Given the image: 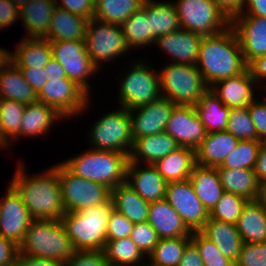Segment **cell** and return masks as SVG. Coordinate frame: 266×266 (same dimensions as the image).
I'll use <instances>...</instances> for the list:
<instances>
[{
  "label": "cell",
  "mask_w": 266,
  "mask_h": 266,
  "mask_svg": "<svg viewBox=\"0 0 266 266\" xmlns=\"http://www.w3.org/2000/svg\"><path fill=\"white\" fill-rule=\"evenodd\" d=\"M19 161L17 170L10 180L27 207L32 219L59 220L66 213L57 165L37 175H27L25 162Z\"/></svg>",
  "instance_id": "6da1fadb"
},
{
  "label": "cell",
  "mask_w": 266,
  "mask_h": 266,
  "mask_svg": "<svg viewBox=\"0 0 266 266\" xmlns=\"http://www.w3.org/2000/svg\"><path fill=\"white\" fill-rule=\"evenodd\" d=\"M196 67L209 88L216 82L235 77L248 68L231 26L218 34L203 36Z\"/></svg>",
  "instance_id": "7a4b0ae2"
},
{
  "label": "cell",
  "mask_w": 266,
  "mask_h": 266,
  "mask_svg": "<svg viewBox=\"0 0 266 266\" xmlns=\"http://www.w3.org/2000/svg\"><path fill=\"white\" fill-rule=\"evenodd\" d=\"M113 210L110 198L105 203L79 212H66L61 217L75 251H103L107 241V225Z\"/></svg>",
  "instance_id": "3957f363"
},
{
  "label": "cell",
  "mask_w": 266,
  "mask_h": 266,
  "mask_svg": "<svg viewBox=\"0 0 266 266\" xmlns=\"http://www.w3.org/2000/svg\"><path fill=\"white\" fill-rule=\"evenodd\" d=\"M128 162V154L91 148L61 161L74 175L104 184L111 190L125 183Z\"/></svg>",
  "instance_id": "277c9868"
},
{
  "label": "cell",
  "mask_w": 266,
  "mask_h": 266,
  "mask_svg": "<svg viewBox=\"0 0 266 266\" xmlns=\"http://www.w3.org/2000/svg\"><path fill=\"white\" fill-rule=\"evenodd\" d=\"M61 220L33 219L19 244V253L64 264L74 253Z\"/></svg>",
  "instance_id": "5b68a950"
},
{
  "label": "cell",
  "mask_w": 266,
  "mask_h": 266,
  "mask_svg": "<svg viewBox=\"0 0 266 266\" xmlns=\"http://www.w3.org/2000/svg\"><path fill=\"white\" fill-rule=\"evenodd\" d=\"M158 69L161 96L176 105L195 106L209 89L196 65L171 63Z\"/></svg>",
  "instance_id": "8992f818"
},
{
  "label": "cell",
  "mask_w": 266,
  "mask_h": 266,
  "mask_svg": "<svg viewBox=\"0 0 266 266\" xmlns=\"http://www.w3.org/2000/svg\"><path fill=\"white\" fill-rule=\"evenodd\" d=\"M147 62L142 59L131 61L132 66H128L129 70L119 79L117 98L120 107L132 110L161 96L158 70L155 71Z\"/></svg>",
  "instance_id": "52a82bcc"
},
{
  "label": "cell",
  "mask_w": 266,
  "mask_h": 266,
  "mask_svg": "<svg viewBox=\"0 0 266 266\" xmlns=\"http://www.w3.org/2000/svg\"><path fill=\"white\" fill-rule=\"evenodd\" d=\"M91 149L128 154L133 144L129 110L121 107L105 113L89 131Z\"/></svg>",
  "instance_id": "ba28073f"
},
{
  "label": "cell",
  "mask_w": 266,
  "mask_h": 266,
  "mask_svg": "<svg viewBox=\"0 0 266 266\" xmlns=\"http://www.w3.org/2000/svg\"><path fill=\"white\" fill-rule=\"evenodd\" d=\"M85 46L93 65L100 70L102 63L114 61L128 54V46L121 26L91 18L86 27ZM113 59V60H112ZM101 65V66H100Z\"/></svg>",
  "instance_id": "9c48e42d"
},
{
  "label": "cell",
  "mask_w": 266,
  "mask_h": 266,
  "mask_svg": "<svg viewBox=\"0 0 266 266\" xmlns=\"http://www.w3.org/2000/svg\"><path fill=\"white\" fill-rule=\"evenodd\" d=\"M181 29L210 36L224 31L230 20L213 0H176Z\"/></svg>",
  "instance_id": "30bf717a"
},
{
  "label": "cell",
  "mask_w": 266,
  "mask_h": 266,
  "mask_svg": "<svg viewBox=\"0 0 266 266\" xmlns=\"http://www.w3.org/2000/svg\"><path fill=\"white\" fill-rule=\"evenodd\" d=\"M57 173L66 212H79L111 198V189L106 185L74 175L61 162L57 164Z\"/></svg>",
  "instance_id": "8fae6325"
},
{
  "label": "cell",
  "mask_w": 266,
  "mask_h": 266,
  "mask_svg": "<svg viewBox=\"0 0 266 266\" xmlns=\"http://www.w3.org/2000/svg\"><path fill=\"white\" fill-rule=\"evenodd\" d=\"M37 100L51 106L66 119L82 116L91 98L69 78H52L37 93ZM80 113V114H79Z\"/></svg>",
  "instance_id": "7c38bea8"
},
{
  "label": "cell",
  "mask_w": 266,
  "mask_h": 266,
  "mask_svg": "<svg viewBox=\"0 0 266 266\" xmlns=\"http://www.w3.org/2000/svg\"><path fill=\"white\" fill-rule=\"evenodd\" d=\"M52 57L65 70L67 78L74 81L90 96L88 80L98 73L85 46V41L50 42Z\"/></svg>",
  "instance_id": "4fadbf2b"
},
{
  "label": "cell",
  "mask_w": 266,
  "mask_h": 266,
  "mask_svg": "<svg viewBox=\"0 0 266 266\" xmlns=\"http://www.w3.org/2000/svg\"><path fill=\"white\" fill-rule=\"evenodd\" d=\"M165 199L191 232L200 231L209 219V212L195 194L189 179L168 182Z\"/></svg>",
  "instance_id": "5bb4252c"
},
{
  "label": "cell",
  "mask_w": 266,
  "mask_h": 266,
  "mask_svg": "<svg viewBox=\"0 0 266 266\" xmlns=\"http://www.w3.org/2000/svg\"><path fill=\"white\" fill-rule=\"evenodd\" d=\"M7 187L0 198V236L19 245L33 219L15 188L10 183Z\"/></svg>",
  "instance_id": "9a60e30c"
},
{
  "label": "cell",
  "mask_w": 266,
  "mask_h": 266,
  "mask_svg": "<svg viewBox=\"0 0 266 266\" xmlns=\"http://www.w3.org/2000/svg\"><path fill=\"white\" fill-rule=\"evenodd\" d=\"M165 132L181 147L197 149L208 132L194 106L176 105L167 121Z\"/></svg>",
  "instance_id": "2e32d148"
},
{
  "label": "cell",
  "mask_w": 266,
  "mask_h": 266,
  "mask_svg": "<svg viewBox=\"0 0 266 266\" xmlns=\"http://www.w3.org/2000/svg\"><path fill=\"white\" fill-rule=\"evenodd\" d=\"M244 61L249 65L257 57L266 55V18L255 15H236L230 20Z\"/></svg>",
  "instance_id": "e0dca14e"
},
{
  "label": "cell",
  "mask_w": 266,
  "mask_h": 266,
  "mask_svg": "<svg viewBox=\"0 0 266 266\" xmlns=\"http://www.w3.org/2000/svg\"><path fill=\"white\" fill-rule=\"evenodd\" d=\"M175 106L169 99L160 96L149 104L129 110L133 140L164 132Z\"/></svg>",
  "instance_id": "ac0fdd59"
},
{
  "label": "cell",
  "mask_w": 266,
  "mask_h": 266,
  "mask_svg": "<svg viewBox=\"0 0 266 266\" xmlns=\"http://www.w3.org/2000/svg\"><path fill=\"white\" fill-rule=\"evenodd\" d=\"M202 38L200 34L180 28L157 37L154 45L167 54L171 63L196 65Z\"/></svg>",
  "instance_id": "d6986e66"
},
{
  "label": "cell",
  "mask_w": 266,
  "mask_h": 266,
  "mask_svg": "<svg viewBox=\"0 0 266 266\" xmlns=\"http://www.w3.org/2000/svg\"><path fill=\"white\" fill-rule=\"evenodd\" d=\"M125 183L149 203L166 196L168 182L152 164L128 162Z\"/></svg>",
  "instance_id": "ffe728a7"
},
{
  "label": "cell",
  "mask_w": 266,
  "mask_h": 266,
  "mask_svg": "<svg viewBox=\"0 0 266 266\" xmlns=\"http://www.w3.org/2000/svg\"><path fill=\"white\" fill-rule=\"evenodd\" d=\"M257 84L247 68L241 74L220 80L209 89L230 108L248 107L256 98L254 94ZM255 87V88H254Z\"/></svg>",
  "instance_id": "44dd1931"
},
{
  "label": "cell",
  "mask_w": 266,
  "mask_h": 266,
  "mask_svg": "<svg viewBox=\"0 0 266 266\" xmlns=\"http://www.w3.org/2000/svg\"><path fill=\"white\" fill-rule=\"evenodd\" d=\"M147 221L156 230L160 239L191 237L192 234L165 198L150 203Z\"/></svg>",
  "instance_id": "7402d4cb"
},
{
  "label": "cell",
  "mask_w": 266,
  "mask_h": 266,
  "mask_svg": "<svg viewBox=\"0 0 266 266\" xmlns=\"http://www.w3.org/2000/svg\"><path fill=\"white\" fill-rule=\"evenodd\" d=\"M181 147L165 131L133 140L129 162L152 164ZM144 161V162H143Z\"/></svg>",
  "instance_id": "603a6c76"
},
{
  "label": "cell",
  "mask_w": 266,
  "mask_h": 266,
  "mask_svg": "<svg viewBox=\"0 0 266 266\" xmlns=\"http://www.w3.org/2000/svg\"><path fill=\"white\" fill-rule=\"evenodd\" d=\"M88 19L56 6L48 33L43 37L50 42L85 41Z\"/></svg>",
  "instance_id": "cb8c5ba5"
},
{
  "label": "cell",
  "mask_w": 266,
  "mask_h": 266,
  "mask_svg": "<svg viewBox=\"0 0 266 266\" xmlns=\"http://www.w3.org/2000/svg\"><path fill=\"white\" fill-rule=\"evenodd\" d=\"M239 139L228 131L208 133L196 149V164L218 167L237 146Z\"/></svg>",
  "instance_id": "d4e9b609"
},
{
  "label": "cell",
  "mask_w": 266,
  "mask_h": 266,
  "mask_svg": "<svg viewBox=\"0 0 266 266\" xmlns=\"http://www.w3.org/2000/svg\"><path fill=\"white\" fill-rule=\"evenodd\" d=\"M65 119L55 109L40 101H35L25 105L23 111L20 138L24 136L36 138V136L46 135L49 129L54 127V123ZM48 132V133H47Z\"/></svg>",
  "instance_id": "484cf974"
},
{
  "label": "cell",
  "mask_w": 266,
  "mask_h": 266,
  "mask_svg": "<svg viewBox=\"0 0 266 266\" xmlns=\"http://www.w3.org/2000/svg\"><path fill=\"white\" fill-rule=\"evenodd\" d=\"M55 0H29L19 9L20 20L26 31L25 38H43L48 33Z\"/></svg>",
  "instance_id": "4316f807"
},
{
  "label": "cell",
  "mask_w": 266,
  "mask_h": 266,
  "mask_svg": "<svg viewBox=\"0 0 266 266\" xmlns=\"http://www.w3.org/2000/svg\"><path fill=\"white\" fill-rule=\"evenodd\" d=\"M236 226L243 243L266 242V202L248 201Z\"/></svg>",
  "instance_id": "83f0119b"
},
{
  "label": "cell",
  "mask_w": 266,
  "mask_h": 266,
  "mask_svg": "<svg viewBox=\"0 0 266 266\" xmlns=\"http://www.w3.org/2000/svg\"><path fill=\"white\" fill-rule=\"evenodd\" d=\"M189 180L193 185L195 194L210 213L224 193L217 167L196 164Z\"/></svg>",
  "instance_id": "f1b7e54d"
},
{
  "label": "cell",
  "mask_w": 266,
  "mask_h": 266,
  "mask_svg": "<svg viewBox=\"0 0 266 266\" xmlns=\"http://www.w3.org/2000/svg\"><path fill=\"white\" fill-rule=\"evenodd\" d=\"M200 232L215 243L226 258L234 263L237 262L243 240L236 224L209 218Z\"/></svg>",
  "instance_id": "f546056e"
},
{
  "label": "cell",
  "mask_w": 266,
  "mask_h": 266,
  "mask_svg": "<svg viewBox=\"0 0 266 266\" xmlns=\"http://www.w3.org/2000/svg\"><path fill=\"white\" fill-rule=\"evenodd\" d=\"M195 165L196 150L190 147H179L154 164L167 182L188 180Z\"/></svg>",
  "instance_id": "4dcf8cb0"
},
{
  "label": "cell",
  "mask_w": 266,
  "mask_h": 266,
  "mask_svg": "<svg viewBox=\"0 0 266 266\" xmlns=\"http://www.w3.org/2000/svg\"><path fill=\"white\" fill-rule=\"evenodd\" d=\"M224 192L244 197L248 201L260 199L261 185L254 169L217 168Z\"/></svg>",
  "instance_id": "1f68e13d"
},
{
  "label": "cell",
  "mask_w": 266,
  "mask_h": 266,
  "mask_svg": "<svg viewBox=\"0 0 266 266\" xmlns=\"http://www.w3.org/2000/svg\"><path fill=\"white\" fill-rule=\"evenodd\" d=\"M111 200L114 210L123 214L134 224L148 220L150 203L145 201L126 183L111 190Z\"/></svg>",
  "instance_id": "d6a6232c"
},
{
  "label": "cell",
  "mask_w": 266,
  "mask_h": 266,
  "mask_svg": "<svg viewBox=\"0 0 266 266\" xmlns=\"http://www.w3.org/2000/svg\"><path fill=\"white\" fill-rule=\"evenodd\" d=\"M10 59L17 67L44 68L53 58L50 41L44 38H22Z\"/></svg>",
  "instance_id": "836d02e7"
},
{
  "label": "cell",
  "mask_w": 266,
  "mask_h": 266,
  "mask_svg": "<svg viewBox=\"0 0 266 266\" xmlns=\"http://www.w3.org/2000/svg\"><path fill=\"white\" fill-rule=\"evenodd\" d=\"M0 99L14 100L24 105L37 101V94L12 61L0 74Z\"/></svg>",
  "instance_id": "e575fe53"
},
{
  "label": "cell",
  "mask_w": 266,
  "mask_h": 266,
  "mask_svg": "<svg viewBox=\"0 0 266 266\" xmlns=\"http://www.w3.org/2000/svg\"><path fill=\"white\" fill-rule=\"evenodd\" d=\"M194 107L208 133L227 129L231 108L224 105L210 89L200 97Z\"/></svg>",
  "instance_id": "d590c367"
},
{
  "label": "cell",
  "mask_w": 266,
  "mask_h": 266,
  "mask_svg": "<svg viewBox=\"0 0 266 266\" xmlns=\"http://www.w3.org/2000/svg\"><path fill=\"white\" fill-rule=\"evenodd\" d=\"M142 8L146 11L151 30L157 37L181 28L174 1L145 0Z\"/></svg>",
  "instance_id": "8d00e7d4"
},
{
  "label": "cell",
  "mask_w": 266,
  "mask_h": 266,
  "mask_svg": "<svg viewBox=\"0 0 266 266\" xmlns=\"http://www.w3.org/2000/svg\"><path fill=\"white\" fill-rule=\"evenodd\" d=\"M121 29L131 50L149 47V45L155 44L157 39L151 30L150 19L143 8L134 12L121 25Z\"/></svg>",
  "instance_id": "74e56055"
},
{
  "label": "cell",
  "mask_w": 266,
  "mask_h": 266,
  "mask_svg": "<svg viewBox=\"0 0 266 266\" xmlns=\"http://www.w3.org/2000/svg\"><path fill=\"white\" fill-rule=\"evenodd\" d=\"M103 252L110 266H141L147 259L130 237L107 240Z\"/></svg>",
  "instance_id": "f35d334b"
},
{
  "label": "cell",
  "mask_w": 266,
  "mask_h": 266,
  "mask_svg": "<svg viewBox=\"0 0 266 266\" xmlns=\"http://www.w3.org/2000/svg\"><path fill=\"white\" fill-rule=\"evenodd\" d=\"M145 0H95L93 18L121 26L134 12L140 10Z\"/></svg>",
  "instance_id": "ab89813d"
},
{
  "label": "cell",
  "mask_w": 266,
  "mask_h": 266,
  "mask_svg": "<svg viewBox=\"0 0 266 266\" xmlns=\"http://www.w3.org/2000/svg\"><path fill=\"white\" fill-rule=\"evenodd\" d=\"M191 237L161 238L147 260L154 266H178Z\"/></svg>",
  "instance_id": "60d3db41"
},
{
  "label": "cell",
  "mask_w": 266,
  "mask_h": 266,
  "mask_svg": "<svg viewBox=\"0 0 266 266\" xmlns=\"http://www.w3.org/2000/svg\"><path fill=\"white\" fill-rule=\"evenodd\" d=\"M24 109V104L14 100L0 99L2 135L10 145L20 138V126Z\"/></svg>",
  "instance_id": "b9f144b4"
},
{
  "label": "cell",
  "mask_w": 266,
  "mask_h": 266,
  "mask_svg": "<svg viewBox=\"0 0 266 266\" xmlns=\"http://www.w3.org/2000/svg\"><path fill=\"white\" fill-rule=\"evenodd\" d=\"M259 150V140H239L236 148L226 156L223 163L217 168L254 169Z\"/></svg>",
  "instance_id": "7bdbcfd3"
},
{
  "label": "cell",
  "mask_w": 266,
  "mask_h": 266,
  "mask_svg": "<svg viewBox=\"0 0 266 266\" xmlns=\"http://www.w3.org/2000/svg\"><path fill=\"white\" fill-rule=\"evenodd\" d=\"M248 200L242 196L224 192L216 206L209 213V218L221 222L236 224Z\"/></svg>",
  "instance_id": "ee69618b"
},
{
  "label": "cell",
  "mask_w": 266,
  "mask_h": 266,
  "mask_svg": "<svg viewBox=\"0 0 266 266\" xmlns=\"http://www.w3.org/2000/svg\"><path fill=\"white\" fill-rule=\"evenodd\" d=\"M226 131L239 140H259L248 107L231 108Z\"/></svg>",
  "instance_id": "f6af8a7d"
},
{
  "label": "cell",
  "mask_w": 266,
  "mask_h": 266,
  "mask_svg": "<svg viewBox=\"0 0 266 266\" xmlns=\"http://www.w3.org/2000/svg\"><path fill=\"white\" fill-rule=\"evenodd\" d=\"M191 242L199 250L203 266H235V263L226 258L218 246L200 231L192 232Z\"/></svg>",
  "instance_id": "bcb514c9"
},
{
  "label": "cell",
  "mask_w": 266,
  "mask_h": 266,
  "mask_svg": "<svg viewBox=\"0 0 266 266\" xmlns=\"http://www.w3.org/2000/svg\"><path fill=\"white\" fill-rule=\"evenodd\" d=\"M130 238L146 257L153 251L160 239L148 221L134 224Z\"/></svg>",
  "instance_id": "7dc6e473"
},
{
  "label": "cell",
  "mask_w": 266,
  "mask_h": 266,
  "mask_svg": "<svg viewBox=\"0 0 266 266\" xmlns=\"http://www.w3.org/2000/svg\"><path fill=\"white\" fill-rule=\"evenodd\" d=\"M235 266H266V242L243 243Z\"/></svg>",
  "instance_id": "c3c4849f"
},
{
  "label": "cell",
  "mask_w": 266,
  "mask_h": 266,
  "mask_svg": "<svg viewBox=\"0 0 266 266\" xmlns=\"http://www.w3.org/2000/svg\"><path fill=\"white\" fill-rule=\"evenodd\" d=\"M133 225L134 223L129 221L123 214L113 210L107 225V240L130 237Z\"/></svg>",
  "instance_id": "681fc988"
},
{
  "label": "cell",
  "mask_w": 266,
  "mask_h": 266,
  "mask_svg": "<svg viewBox=\"0 0 266 266\" xmlns=\"http://www.w3.org/2000/svg\"><path fill=\"white\" fill-rule=\"evenodd\" d=\"M63 266H110L103 251H76Z\"/></svg>",
  "instance_id": "f907efd6"
},
{
  "label": "cell",
  "mask_w": 266,
  "mask_h": 266,
  "mask_svg": "<svg viewBox=\"0 0 266 266\" xmlns=\"http://www.w3.org/2000/svg\"><path fill=\"white\" fill-rule=\"evenodd\" d=\"M56 6L90 20L95 12V0H55Z\"/></svg>",
  "instance_id": "816d5d0a"
},
{
  "label": "cell",
  "mask_w": 266,
  "mask_h": 266,
  "mask_svg": "<svg viewBox=\"0 0 266 266\" xmlns=\"http://www.w3.org/2000/svg\"><path fill=\"white\" fill-rule=\"evenodd\" d=\"M258 98L259 96L249 104L248 110L260 138L266 134V102Z\"/></svg>",
  "instance_id": "f5cc1de1"
},
{
  "label": "cell",
  "mask_w": 266,
  "mask_h": 266,
  "mask_svg": "<svg viewBox=\"0 0 266 266\" xmlns=\"http://www.w3.org/2000/svg\"><path fill=\"white\" fill-rule=\"evenodd\" d=\"M19 19V9L9 0H0V31L14 25Z\"/></svg>",
  "instance_id": "db71d44e"
},
{
  "label": "cell",
  "mask_w": 266,
  "mask_h": 266,
  "mask_svg": "<svg viewBox=\"0 0 266 266\" xmlns=\"http://www.w3.org/2000/svg\"><path fill=\"white\" fill-rule=\"evenodd\" d=\"M18 253L19 245L0 236V266H14Z\"/></svg>",
  "instance_id": "11a10c76"
},
{
  "label": "cell",
  "mask_w": 266,
  "mask_h": 266,
  "mask_svg": "<svg viewBox=\"0 0 266 266\" xmlns=\"http://www.w3.org/2000/svg\"><path fill=\"white\" fill-rule=\"evenodd\" d=\"M18 68L22 72L24 79L37 94L47 82L46 71H44V68H33V67H18Z\"/></svg>",
  "instance_id": "9f6ffc18"
},
{
  "label": "cell",
  "mask_w": 266,
  "mask_h": 266,
  "mask_svg": "<svg viewBox=\"0 0 266 266\" xmlns=\"http://www.w3.org/2000/svg\"><path fill=\"white\" fill-rule=\"evenodd\" d=\"M218 8L231 20L240 14L245 6L246 0H213Z\"/></svg>",
  "instance_id": "6f0895ef"
},
{
  "label": "cell",
  "mask_w": 266,
  "mask_h": 266,
  "mask_svg": "<svg viewBox=\"0 0 266 266\" xmlns=\"http://www.w3.org/2000/svg\"><path fill=\"white\" fill-rule=\"evenodd\" d=\"M14 266H63V264L56 260L38 258L18 253Z\"/></svg>",
  "instance_id": "680465c9"
},
{
  "label": "cell",
  "mask_w": 266,
  "mask_h": 266,
  "mask_svg": "<svg viewBox=\"0 0 266 266\" xmlns=\"http://www.w3.org/2000/svg\"><path fill=\"white\" fill-rule=\"evenodd\" d=\"M253 79L255 80L257 87L263 89V85L266 81V55H262L253 60L249 65ZM260 85V87H259Z\"/></svg>",
  "instance_id": "91938a15"
},
{
  "label": "cell",
  "mask_w": 266,
  "mask_h": 266,
  "mask_svg": "<svg viewBox=\"0 0 266 266\" xmlns=\"http://www.w3.org/2000/svg\"><path fill=\"white\" fill-rule=\"evenodd\" d=\"M178 266H203L199 250L192 242L186 246Z\"/></svg>",
  "instance_id": "94428289"
},
{
  "label": "cell",
  "mask_w": 266,
  "mask_h": 266,
  "mask_svg": "<svg viewBox=\"0 0 266 266\" xmlns=\"http://www.w3.org/2000/svg\"><path fill=\"white\" fill-rule=\"evenodd\" d=\"M238 15H255L266 18V0H246L243 11Z\"/></svg>",
  "instance_id": "6125c7cd"
},
{
  "label": "cell",
  "mask_w": 266,
  "mask_h": 266,
  "mask_svg": "<svg viewBox=\"0 0 266 266\" xmlns=\"http://www.w3.org/2000/svg\"><path fill=\"white\" fill-rule=\"evenodd\" d=\"M44 71H46V81H49L52 78H67L65 70L54 58H51L48 61L44 67Z\"/></svg>",
  "instance_id": "be15d7a7"
},
{
  "label": "cell",
  "mask_w": 266,
  "mask_h": 266,
  "mask_svg": "<svg viewBox=\"0 0 266 266\" xmlns=\"http://www.w3.org/2000/svg\"><path fill=\"white\" fill-rule=\"evenodd\" d=\"M254 171L259 184L262 185L266 181V149L260 148Z\"/></svg>",
  "instance_id": "e7e4bbea"
},
{
  "label": "cell",
  "mask_w": 266,
  "mask_h": 266,
  "mask_svg": "<svg viewBox=\"0 0 266 266\" xmlns=\"http://www.w3.org/2000/svg\"><path fill=\"white\" fill-rule=\"evenodd\" d=\"M6 48H1L0 47V74L2 69L11 61L10 59V52Z\"/></svg>",
  "instance_id": "03108f58"
},
{
  "label": "cell",
  "mask_w": 266,
  "mask_h": 266,
  "mask_svg": "<svg viewBox=\"0 0 266 266\" xmlns=\"http://www.w3.org/2000/svg\"><path fill=\"white\" fill-rule=\"evenodd\" d=\"M11 147L10 143L3 137L2 135V127H1V121H0V149H7Z\"/></svg>",
  "instance_id": "003e7915"
},
{
  "label": "cell",
  "mask_w": 266,
  "mask_h": 266,
  "mask_svg": "<svg viewBox=\"0 0 266 266\" xmlns=\"http://www.w3.org/2000/svg\"><path fill=\"white\" fill-rule=\"evenodd\" d=\"M13 3L18 9L22 8L29 0H9Z\"/></svg>",
  "instance_id": "a7ac6f4b"
},
{
  "label": "cell",
  "mask_w": 266,
  "mask_h": 266,
  "mask_svg": "<svg viewBox=\"0 0 266 266\" xmlns=\"http://www.w3.org/2000/svg\"><path fill=\"white\" fill-rule=\"evenodd\" d=\"M260 199L266 202V181L261 185Z\"/></svg>",
  "instance_id": "89a4df30"
},
{
  "label": "cell",
  "mask_w": 266,
  "mask_h": 266,
  "mask_svg": "<svg viewBox=\"0 0 266 266\" xmlns=\"http://www.w3.org/2000/svg\"><path fill=\"white\" fill-rule=\"evenodd\" d=\"M260 148L266 149V134L259 138Z\"/></svg>",
  "instance_id": "2644e50d"
},
{
  "label": "cell",
  "mask_w": 266,
  "mask_h": 266,
  "mask_svg": "<svg viewBox=\"0 0 266 266\" xmlns=\"http://www.w3.org/2000/svg\"><path fill=\"white\" fill-rule=\"evenodd\" d=\"M141 266H154V265H151V264L148 263V261H147L145 264H143V265H141Z\"/></svg>",
  "instance_id": "8c879c8a"
},
{
  "label": "cell",
  "mask_w": 266,
  "mask_h": 266,
  "mask_svg": "<svg viewBox=\"0 0 266 266\" xmlns=\"http://www.w3.org/2000/svg\"><path fill=\"white\" fill-rule=\"evenodd\" d=\"M265 84H266V82L264 83V87H266ZM265 89H266V88H265ZM265 95H266V94H265ZM265 95H263V98H264L263 100L266 102V98H265L266 96H265Z\"/></svg>",
  "instance_id": "753ad0ef"
}]
</instances>
